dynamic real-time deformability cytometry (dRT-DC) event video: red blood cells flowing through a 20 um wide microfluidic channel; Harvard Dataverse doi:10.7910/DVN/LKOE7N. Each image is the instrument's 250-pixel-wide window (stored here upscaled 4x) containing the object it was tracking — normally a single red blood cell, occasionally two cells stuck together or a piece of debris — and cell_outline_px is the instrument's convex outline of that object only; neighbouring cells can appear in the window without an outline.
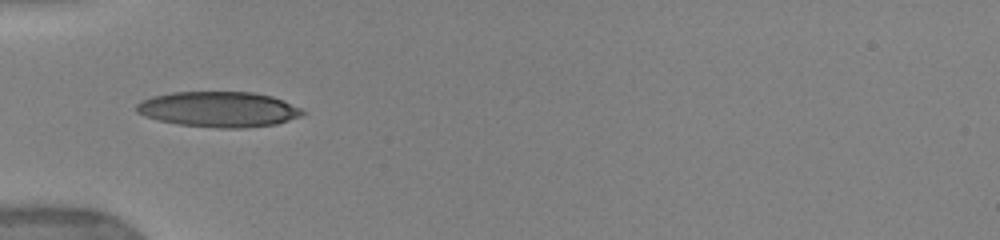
{"species": "human", "species_latin": "Homo sapiens", "temperature_condition": "warm", "stored_images_in_passage": 13, "camera_frame_rate_fps": 3000, "um_per_image_px": 0.085, "donor": {"sex": "female"}, "frame": {"image": 1, "passage_image": 2, "time_ms": 0.667, "image_size_px": [1000, 240], "cell_outline_px": [[308, 112], [300, 116], [276, 124], [244, 128], [220, 128], [180, 124], [160, 120], [144, 116], [136, 112], [136, 104], [152, 96], [172, 92], [252, 92], [272, 96], [284, 100]], "centroid_in_image_um": [18.61, 9.28], "position_along_channel_um": 66.4, "area_um2": 34.22}}